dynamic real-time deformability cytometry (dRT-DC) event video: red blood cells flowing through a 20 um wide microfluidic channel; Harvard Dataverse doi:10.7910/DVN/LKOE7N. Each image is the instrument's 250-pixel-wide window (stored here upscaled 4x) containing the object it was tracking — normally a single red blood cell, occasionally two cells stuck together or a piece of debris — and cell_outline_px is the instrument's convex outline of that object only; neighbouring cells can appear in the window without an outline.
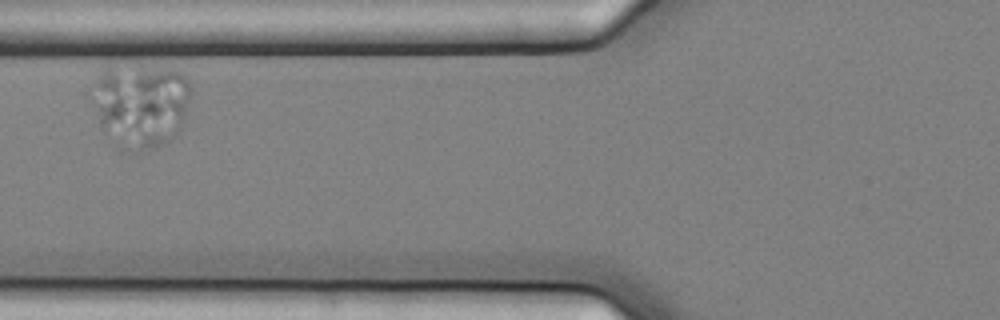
{"species": "common noctule bat (a hibernating species)", "species_latin": "Nyctalus noctula", "temperature_condition": "cold", "stored_images_in_passage": 6, "camera_frame_rate_fps": 3000, "um_per_image_px": 0.085, "animal": {"sex": "female", "body_mass_g": 25.1}, "frame": {"image": 1, "passage_image": 2, "time_ms": 0.333, "image_size_px": [1000, 320], "cell_outline_px": [[188, 100], [180, 128], [164, 144], [148, 148], [140, 148], [100, 128], [84, 92], [96, 76], [104, 68], [144, 68], [184, 72], [188, 80]], "centroid_in_image_um": [11.84, 8.82], "position_along_channel_um": 114.0, "area_um2": 46.82}}
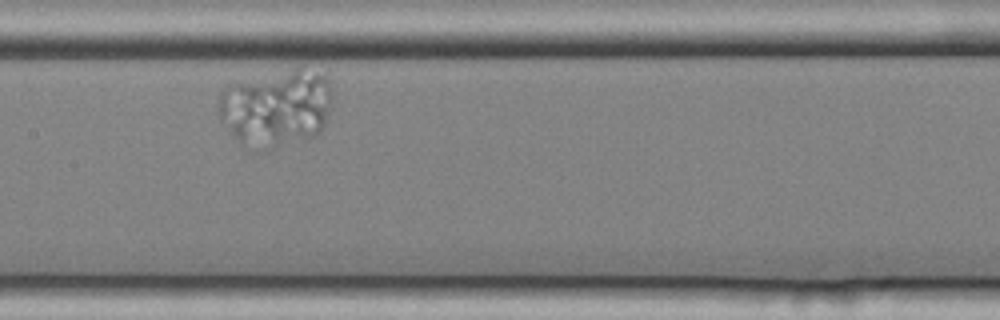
{"frame": {"image": 2, "passage_image": 4, "time_ms": 1.0, "image_size_px": [1000, 320], "cell_outline_px": [[336, 84], [332, 100], [324, 128], [320, 132], [312, 136], [268, 152], [240, 140], [232, 136], [220, 120], [216, 108], [220, 88], [228, 80], [296, 68], [300, 68], [328, 72]], "centroid_in_image_um": [23.49, 9.08], "position_along_channel_um": 183.9, "area_um2": 53.75}}
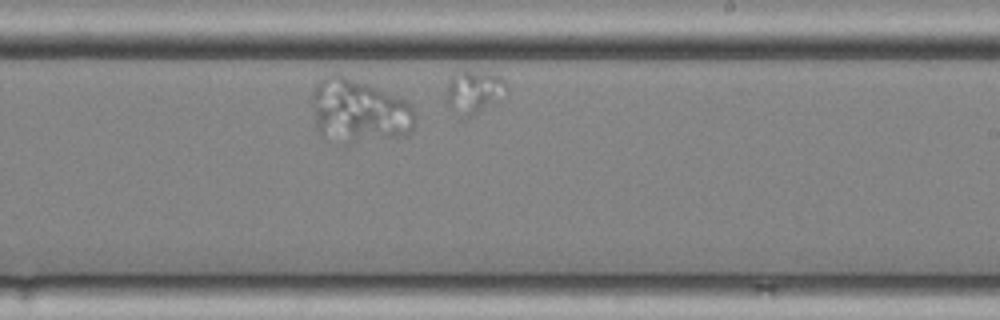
{"frame": {"image": 3, "passage_image": 6, "time_ms": 1.667, "image_size_px": [1000, 320], "cell_outline_px": [[416, 120], [412, 132], [408, 136], [344, 148], [320, 136], [316, 128], [312, 104], [312, 84], [316, 80], [332, 72], [340, 72], [396, 96], [404, 100], [412, 108], [416, 116]], "centroid_in_image_um": [30.45, 9.51], "position_along_channel_um": 258.5, "area_um2": 40.75}}